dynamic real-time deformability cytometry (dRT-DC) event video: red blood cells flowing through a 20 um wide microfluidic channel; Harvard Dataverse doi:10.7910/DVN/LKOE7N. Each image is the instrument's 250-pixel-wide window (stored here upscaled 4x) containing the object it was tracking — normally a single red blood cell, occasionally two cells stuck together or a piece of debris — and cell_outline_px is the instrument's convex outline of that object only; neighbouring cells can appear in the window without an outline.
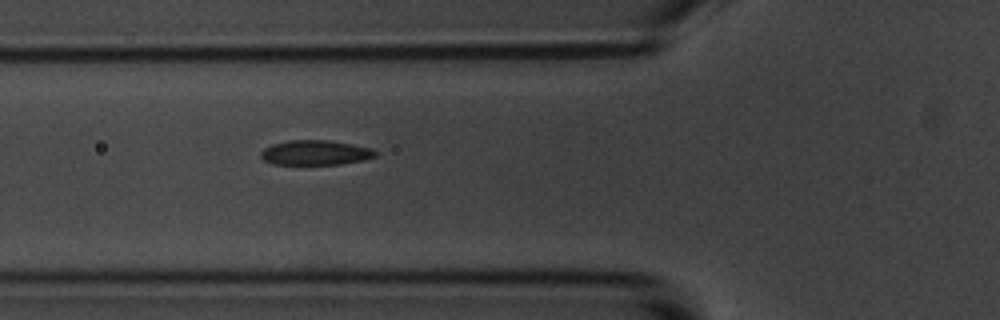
{"species": "common noctule bat (a hibernating species)", "species_latin": "Nyctalus noctula", "temperature_condition": "room temperature", "stored_images_in_passage": 6, "camera_frame_rate_fps": 3000, "um_per_image_px": 0.085, "animal": {"sex": "male", "body_mass_g": 20.1, "forearm_length_mm": 53.5}, "frame": {"image": 1, "passage_image": 6, "time_ms": 7.0, "image_size_px": [1000, 320], "cell_outline_px": [[376, 156], [364, 160], [340, 164], [272, 164], [264, 160], [260, 156], [260, 152], [264, 148], [272, 144], [288, 140], [328, 140], [352, 144], [372, 148], [376, 152]], "centroid_in_image_um": [26.79, 12.97], "position_along_channel_um": 99.0, "area_um2": 16.59}}